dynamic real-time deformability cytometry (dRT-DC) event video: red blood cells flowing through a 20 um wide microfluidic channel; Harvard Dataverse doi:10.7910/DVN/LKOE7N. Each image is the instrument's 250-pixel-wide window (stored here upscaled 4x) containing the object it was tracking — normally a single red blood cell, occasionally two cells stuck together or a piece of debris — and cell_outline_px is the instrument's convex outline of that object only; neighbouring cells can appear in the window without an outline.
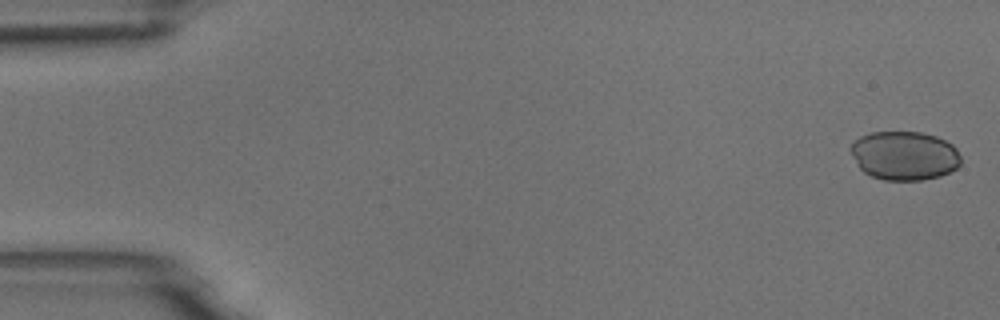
{"species": "common noctule bat (a hibernating species)", "species_latin": "Nyctalus noctula", "temperature_condition": "room temperature", "stored_images_in_passage": 5, "camera_frame_rate_fps": 3000, "um_per_image_px": 0.085, "animal": {"sex": "male", "body_mass_g": 18.8}, "frame": {"image": 1, "passage_image": 1, "time_ms": 0.0, "image_size_px": [1000, 320], "cell_outline_px": [[960, 164], [956, 168], [940, 176], [920, 180], [884, 180], [872, 176], [864, 172], [860, 168], [852, 152], [852, 144], [860, 136], [872, 132], [920, 132], [936, 136], [952, 144], [956, 148], [960, 156]], "centroid_in_image_um": [76.9, 13.23], "position_along_channel_um": 8.1, "area_um2": 31.1}}